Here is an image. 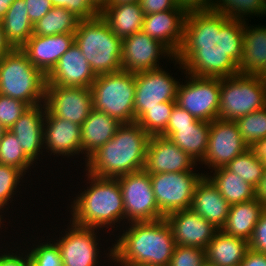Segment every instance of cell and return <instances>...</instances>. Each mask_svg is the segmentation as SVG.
I'll return each instance as SVG.
<instances>
[{"instance_id": "f5cc1de1", "label": "cell", "mask_w": 266, "mask_h": 266, "mask_svg": "<svg viewBox=\"0 0 266 266\" xmlns=\"http://www.w3.org/2000/svg\"><path fill=\"white\" fill-rule=\"evenodd\" d=\"M256 199L266 207V167L259 185L256 187Z\"/></svg>"}, {"instance_id": "e575fe53", "label": "cell", "mask_w": 266, "mask_h": 266, "mask_svg": "<svg viewBox=\"0 0 266 266\" xmlns=\"http://www.w3.org/2000/svg\"><path fill=\"white\" fill-rule=\"evenodd\" d=\"M212 10L228 18L245 20L246 15H266V5L261 0H216ZM244 15V16H243Z\"/></svg>"}, {"instance_id": "f1b7e54d", "label": "cell", "mask_w": 266, "mask_h": 266, "mask_svg": "<svg viewBox=\"0 0 266 266\" xmlns=\"http://www.w3.org/2000/svg\"><path fill=\"white\" fill-rule=\"evenodd\" d=\"M265 208L256 198L242 203L232 204L221 230L228 235L249 242L254 228Z\"/></svg>"}, {"instance_id": "5b68a950", "label": "cell", "mask_w": 266, "mask_h": 266, "mask_svg": "<svg viewBox=\"0 0 266 266\" xmlns=\"http://www.w3.org/2000/svg\"><path fill=\"white\" fill-rule=\"evenodd\" d=\"M74 34L75 43L96 76L122 70V39L112 32L100 15L80 20Z\"/></svg>"}, {"instance_id": "4dcf8cb0", "label": "cell", "mask_w": 266, "mask_h": 266, "mask_svg": "<svg viewBox=\"0 0 266 266\" xmlns=\"http://www.w3.org/2000/svg\"><path fill=\"white\" fill-rule=\"evenodd\" d=\"M6 40L13 48H21L33 35V24L28 17L24 0H16L1 20Z\"/></svg>"}, {"instance_id": "9c48e42d", "label": "cell", "mask_w": 266, "mask_h": 266, "mask_svg": "<svg viewBox=\"0 0 266 266\" xmlns=\"http://www.w3.org/2000/svg\"><path fill=\"white\" fill-rule=\"evenodd\" d=\"M122 191L127 223L155 221L165 216L159 211L150 174L143 170L117 177Z\"/></svg>"}, {"instance_id": "681fc988", "label": "cell", "mask_w": 266, "mask_h": 266, "mask_svg": "<svg viewBox=\"0 0 266 266\" xmlns=\"http://www.w3.org/2000/svg\"><path fill=\"white\" fill-rule=\"evenodd\" d=\"M15 253H4L0 256V266H29V256L28 252H25V256L21 252L22 255H14ZM20 255V256H19ZM24 256V257H23Z\"/></svg>"}, {"instance_id": "f546056e", "label": "cell", "mask_w": 266, "mask_h": 266, "mask_svg": "<svg viewBox=\"0 0 266 266\" xmlns=\"http://www.w3.org/2000/svg\"><path fill=\"white\" fill-rule=\"evenodd\" d=\"M210 126L211 122L196 119L191 126L177 127V131H165L161 136L200 163L206 155Z\"/></svg>"}, {"instance_id": "8fae6325", "label": "cell", "mask_w": 266, "mask_h": 266, "mask_svg": "<svg viewBox=\"0 0 266 266\" xmlns=\"http://www.w3.org/2000/svg\"><path fill=\"white\" fill-rule=\"evenodd\" d=\"M186 75L187 83L178 85L176 104L196 119L208 122L218 119L221 78Z\"/></svg>"}, {"instance_id": "30bf717a", "label": "cell", "mask_w": 266, "mask_h": 266, "mask_svg": "<svg viewBox=\"0 0 266 266\" xmlns=\"http://www.w3.org/2000/svg\"><path fill=\"white\" fill-rule=\"evenodd\" d=\"M204 175L193 172L150 174L159 211L166 216L174 211L189 209L196 185Z\"/></svg>"}, {"instance_id": "7402d4cb", "label": "cell", "mask_w": 266, "mask_h": 266, "mask_svg": "<svg viewBox=\"0 0 266 266\" xmlns=\"http://www.w3.org/2000/svg\"><path fill=\"white\" fill-rule=\"evenodd\" d=\"M81 125L53 116L47 109L44 119V149L53 155L74 156L82 153Z\"/></svg>"}, {"instance_id": "680465c9", "label": "cell", "mask_w": 266, "mask_h": 266, "mask_svg": "<svg viewBox=\"0 0 266 266\" xmlns=\"http://www.w3.org/2000/svg\"><path fill=\"white\" fill-rule=\"evenodd\" d=\"M5 131L6 129L2 125H0V142Z\"/></svg>"}, {"instance_id": "db71d44e", "label": "cell", "mask_w": 266, "mask_h": 266, "mask_svg": "<svg viewBox=\"0 0 266 266\" xmlns=\"http://www.w3.org/2000/svg\"><path fill=\"white\" fill-rule=\"evenodd\" d=\"M13 47L11 44L6 40V36L3 32V26L0 20V59L3 58L7 53H9Z\"/></svg>"}, {"instance_id": "277c9868", "label": "cell", "mask_w": 266, "mask_h": 266, "mask_svg": "<svg viewBox=\"0 0 266 266\" xmlns=\"http://www.w3.org/2000/svg\"><path fill=\"white\" fill-rule=\"evenodd\" d=\"M90 186L71 204L70 222L83 227L105 228L125 219L122 191L117 178L86 173ZM91 181V182H90ZM109 226V227H108Z\"/></svg>"}, {"instance_id": "4fadbf2b", "label": "cell", "mask_w": 266, "mask_h": 266, "mask_svg": "<svg viewBox=\"0 0 266 266\" xmlns=\"http://www.w3.org/2000/svg\"><path fill=\"white\" fill-rule=\"evenodd\" d=\"M247 149L249 146L244 142L235 121L215 119L211 121L206 155L201 164L203 162L212 169L225 167Z\"/></svg>"}, {"instance_id": "11a10c76", "label": "cell", "mask_w": 266, "mask_h": 266, "mask_svg": "<svg viewBox=\"0 0 266 266\" xmlns=\"http://www.w3.org/2000/svg\"><path fill=\"white\" fill-rule=\"evenodd\" d=\"M16 0H0V20L5 16L10 6L15 2Z\"/></svg>"}, {"instance_id": "d6986e66", "label": "cell", "mask_w": 266, "mask_h": 266, "mask_svg": "<svg viewBox=\"0 0 266 266\" xmlns=\"http://www.w3.org/2000/svg\"><path fill=\"white\" fill-rule=\"evenodd\" d=\"M96 77L82 51L74 42L47 75V85L90 88Z\"/></svg>"}, {"instance_id": "b9f144b4", "label": "cell", "mask_w": 266, "mask_h": 266, "mask_svg": "<svg viewBox=\"0 0 266 266\" xmlns=\"http://www.w3.org/2000/svg\"><path fill=\"white\" fill-rule=\"evenodd\" d=\"M28 108L23 101L0 94V125L9 130Z\"/></svg>"}, {"instance_id": "d590c367", "label": "cell", "mask_w": 266, "mask_h": 266, "mask_svg": "<svg viewBox=\"0 0 266 266\" xmlns=\"http://www.w3.org/2000/svg\"><path fill=\"white\" fill-rule=\"evenodd\" d=\"M176 101H165L149 108L136 122L150 135L161 136L168 125Z\"/></svg>"}, {"instance_id": "816d5d0a", "label": "cell", "mask_w": 266, "mask_h": 266, "mask_svg": "<svg viewBox=\"0 0 266 266\" xmlns=\"http://www.w3.org/2000/svg\"><path fill=\"white\" fill-rule=\"evenodd\" d=\"M249 149L257 157V159L266 165V138L256 141Z\"/></svg>"}, {"instance_id": "f907efd6", "label": "cell", "mask_w": 266, "mask_h": 266, "mask_svg": "<svg viewBox=\"0 0 266 266\" xmlns=\"http://www.w3.org/2000/svg\"><path fill=\"white\" fill-rule=\"evenodd\" d=\"M240 266H266V254L249 249Z\"/></svg>"}, {"instance_id": "44dd1931", "label": "cell", "mask_w": 266, "mask_h": 266, "mask_svg": "<svg viewBox=\"0 0 266 266\" xmlns=\"http://www.w3.org/2000/svg\"><path fill=\"white\" fill-rule=\"evenodd\" d=\"M74 42L75 34L32 35L21 49L32 65L47 76Z\"/></svg>"}, {"instance_id": "3957f363", "label": "cell", "mask_w": 266, "mask_h": 266, "mask_svg": "<svg viewBox=\"0 0 266 266\" xmlns=\"http://www.w3.org/2000/svg\"><path fill=\"white\" fill-rule=\"evenodd\" d=\"M150 137L137 122L122 123L114 137L87 159L86 172L117 178L143 170Z\"/></svg>"}, {"instance_id": "91938a15", "label": "cell", "mask_w": 266, "mask_h": 266, "mask_svg": "<svg viewBox=\"0 0 266 266\" xmlns=\"http://www.w3.org/2000/svg\"><path fill=\"white\" fill-rule=\"evenodd\" d=\"M4 208H5V207L0 206V213H2L1 210H4ZM1 220H2V215H0V228H1V225H2V222H3V221H1Z\"/></svg>"}, {"instance_id": "94428289", "label": "cell", "mask_w": 266, "mask_h": 266, "mask_svg": "<svg viewBox=\"0 0 266 266\" xmlns=\"http://www.w3.org/2000/svg\"><path fill=\"white\" fill-rule=\"evenodd\" d=\"M261 76L266 81V70L261 74Z\"/></svg>"}, {"instance_id": "7a4b0ae2", "label": "cell", "mask_w": 266, "mask_h": 266, "mask_svg": "<svg viewBox=\"0 0 266 266\" xmlns=\"http://www.w3.org/2000/svg\"><path fill=\"white\" fill-rule=\"evenodd\" d=\"M129 226L109 250V259L120 265L169 266L175 243L166 219Z\"/></svg>"}, {"instance_id": "7bdbcfd3", "label": "cell", "mask_w": 266, "mask_h": 266, "mask_svg": "<svg viewBox=\"0 0 266 266\" xmlns=\"http://www.w3.org/2000/svg\"><path fill=\"white\" fill-rule=\"evenodd\" d=\"M53 7H63L80 20H90L99 16V11L89 0H50Z\"/></svg>"}, {"instance_id": "7dc6e473", "label": "cell", "mask_w": 266, "mask_h": 266, "mask_svg": "<svg viewBox=\"0 0 266 266\" xmlns=\"http://www.w3.org/2000/svg\"><path fill=\"white\" fill-rule=\"evenodd\" d=\"M24 1L27 5L28 17L33 25L53 8V5L51 4L50 0Z\"/></svg>"}, {"instance_id": "ba28073f", "label": "cell", "mask_w": 266, "mask_h": 266, "mask_svg": "<svg viewBox=\"0 0 266 266\" xmlns=\"http://www.w3.org/2000/svg\"><path fill=\"white\" fill-rule=\"evenodd\" d=\"M266 106V81L261 75L237 74L221 78L218 119L238 118Z\"/></svg>"}, {"instance_id": "603a6c76", "label": "cell", "mask_w": 266, "mask_h": 266, "mask_svg": "<svg viewBox=\"0 0 266 266\" xmlns=\"http://www.w3.org/2000/svg\"><path fill=\"white\" fill-rule=\"evenodd\" d=\"M45 113V103L29 107L9 129L18 139L25 155L33 163L43 152Z\"/></svg>"}, {"instance_id": "8992f818", "label": "cell", "mask_w": 266, "mask_h": 266, "mask_svg": "<svg viewBox=\"0 0 266 266\" xmlns=\"http://www.w3.org/2000/svg\"><path fill=\"white\" fill-rule=\"evenodd\" d=\"M46 85L47 76L21 48H13L0 59V94L33 107L45 103Z\"/></svg>"}, {"instance_id": "f6af8a7d", "label": "cell", "mask_w": 266, "mask_h": 266, "mask_svg": "<svg viewBox=\"0 0 266 266\" xmlns=\"http://www.w3.org/2000/svg\"><path fill=\"white\" fill-rule=\"evenodd\" d=\"M195 120L188 111L175 104L165 131H177V127L191 126Z\"/></svg>"}, {"instance_id": "d4e9b609", "label": "cell", "mask_w": 266, "mask_h": 266, "mask_svg": "<svg viewBox=\"0 0 266 266\" xmlns=\"http://www.w3.org/2000/svg\"><path fill=\"white\" fill-rule=\"evenodd\" d=\"M116 118L92 109L81 125V150L87 159L114 137L121 125Z\"/></svg>"}, {"instance_id": "ee69618b", "label": "cell", "mask_w": 266, "mask_h": 266, "mask_svg": "<svg viewBox=\"0 0 266 266\" xmlns=\"http://www.w3.org/2000/svg\"><path fill=\"white\" fill-rule=\"evenodd\" d=\"M248 243L249 249L266 254V208L262 212Z\"/></svg>"}, {"instance_id": "836d02e7", "label": "cell", "mask_w": 266, "mask_h": 266, "mask_svg": "<svg viewBox=\"0 0 266 266\" xmlns=\"http://www.w3.org/2000/svg\"><path fill=\"white\" fill-rule=\"evenodd\" d=\"M265 167L266 165L259 161L250 149L235 157L225 166L228 171L234 172L255 188L263 177Z\"/></svg>"}, {"instance_id": "cb8c5ba5", "label": "cell", "mask_w": 266, "mask_h": 266, "mask_svg": "<svg viewBox=\"0 0 266 266\" xmlns=\"http://www.w3.org/2000/svg\"><path fill=\"white\" fill-rule=\"evenodd\" d=\"M231 204L204 175L195 188L191 209L218 230L224 226Z\"/></svg>"}, {"instance_id": "ac0fdd59", "label": "cell", "mask_w": 266, "mask_h": 266, "mask_svg": "<svg viewBox=\"0 0 266 266\" xmlns=\"http://www.w3.org/2000/svg\"><path fill=\"white\" fill-rule=\"evenodd\" d=\"M165 219L171 227L175 245L206 249L218 230L191 208L174 211Z\"/></svg>"}, {"instance_id": "52a82bcc", "label": "cell", "mask_w": 266, "mask_h": 266, "mask_svg": "<svg viewBox=\"0 0 266 266\" xmlns=\"http://www.w3.org/2000/svg\"><path fill=\"white\" fill-rule=\"evenodd\" d=\"M90 89L93 109L120 123L134 122L135 73L121 70L98 75Z\"/></svg>"}, {"instance_id": "6da1fadb", "label": "cell", "mask_w": 266, "mask_h": 266, "mask_svg": "<svg viewBox=\"0 0 266 266\" xmlns=\"http://www.w3.org/2000/svg\"><path fill=\"white\" fill-rule=\"evenodd\" d=\"M244 21L228 18L214 10L189 11L181 48L175 62L184 74L226 78L239 74Z\"/></svg>"}, {"instance_id": "ab89813d", "label": "cell", "mask_w": 266, "mask_h": 266, "mask_svg": "<svg viewBox=\"0 0 266 266\" xmlns=\"http://www.w3.org/2000/svg\"><path fill=\"white\" fill-rule=\"evenodd\" d=\"M24 175L14 166L0 164V206L4 207L9 204Z\"/></svg>"}, {"instance_id": "6f0895ef", "label": "cell", "mask_w": 266, "mask_h": 266, "mask_svg": "<svg viewBox=\"0 0 266 266\" xmlns=\"http://www.w3.org/2000/svg\"><path fill=\"white\" fill-rule=\"evenodd\" d=\"M140 0H110V3L113 4H127L132 2H139Z\"/></svg>"}, {"instance_id": "c3c4849f", "label": "cell", "mask_w": 266, "mask_h": 266, "mask_svg": "<svg viewBox=\"0 0 266 266\" xmlns=\"http://www.w3.org/2000/svg\"><path fill=\"white\" fill-rule=\"evenodd\" d=\"M179 7L189 11L211 10L215 0H176Z\"/></svg>"}, {"instance_id": "4316f807", "label": "cell", "mask_w": 266, "mask_h": 266, "mask_svg": "<svg viewBox=\"0 0 266 266\" xmlns=\"http://www.w3.org/2000/svg\"><path fill=\"white\" fill-rule=\"evenodd\" d=\"M238 69L241 74L252 75H261L266 70L265 26L253 28L244 20L243 50Z\"/></svg>"}, {"instance_id": "e0dca14e", "label": "cell", "mask_w": 266, "mask_h": 266, "mask_svg": "<svg viewBox=\"0 0 266 266\" xmlns=\"http://www.w3.org/2000/svg\"><path fill=\"white\" fill-rule=\"evenodd\" d=\"M197 162L175 145L169 138L151 136L149 139L144 170L149 174L167 172H195Z\"/></svg>"}, {"instance_id": "1f68e13d", "label": "cell", "mask_w": 266, "mask_h": 266, "mask_svg": "<svg viewBox=\"0 0 266 266\" xmlns=\"http://www.w3.org/2000/svg\"><path fill=\"white\" fill-rule=\"evenodd\" d=\"M213 177L206 176L216 186L220 194L232 205L256 198V188L225 167L213 169Z\"/></svg>"}, {"instance_id": "ffe728a7", "label": "cell", "mask_w": 266, "mask_h": 266, "mask_svg": "<svg viewBox=\"0 0 266 266\" xmlns=\"http://www.w3.org/2000/svg\"><path fill=\"white\" fill-rule=\"evenodd\" d=\"M185 9H171L144 16L142 31L165 45L174 56L183 43Z\"/></svg>"}, {"instance_id": "7c38bea8", "label": "cell", "mask_w": 266, "mask_h": 266, "mask_svg": "<svg viewBox=\"0 0 266 266\" xmlns=\"http://www.w3.org/2000/svg\"><path fill=\"white\" fill-rule=\"evenodd\" d=\"M179 84L163 68L135 73L134 122L158 103L176 101Z\"/></svg>"}, {"instance_id": "6125c7cd", "label": "cell", "mask_w": 266, "mask_h": 266, "mask_svg": "<svg viewBox=\"0 0 266 266\" xmlns=\"http://www.w3.org/2000/svg\"><path fill=\"white\" fill-rule=\"evenodd\" d=\"M121 266H149V265H121Z\"/></svg>"}, {"instance_id": "8d00e7d4", "label": "cell", "mask_w": 266, "mask_h": 266, "mask_svg": "<svg viewBox=\"0 0 266 266\" xmlns=\"http://www.w3.org/2000/svg\"><path fill=\"white\" fill-rule=\"evenodd\" d=\"M0 164L20 169L24 174L33 162L25 155L16 136L6 130L0 142Z\"/></svg>"}, {"instance_id": "9a60e30c", "label": "cell", "mask_w": 266, "mask_h": 266, "mask_svg": "<svg viewBox=\"0 0 266 266\" xmlns=\"http://www.w3.org/2000/svg\"><path fill=\"white\" fill-rule=\"evenodd\" d=\"M166 55L174 61V54L165 45L143 31L136 32L122 40L123 71L138 73L159 69L161 68L159 67V58H161L160 56L165 58Z\"/></svg>"}, {"instance_id": "f35d334b", "label": "cell", "mask_w": 266, "mask_h": 266, "mask_svg": "<svg viewBox=\"0 0 266 266\" xmlns=\"http://www.w3.org/2000/svg\"><path fill=\"white\" fill-rule=\"evenodd\" d=\"M30 251L29 266H63L60 249L55 241L54 244L40 243Z\"/></svg>"}, {"instance_id": "484cf974", "label": "cell", "mask_w": 266, "mask_h": 266, "mask_svg": "<svg viewBox=\"0 0 266 266\" xmlns=\"http://www.w3.org/2000/svg\"><path fill=\"white\" fill-rule=\"evenodd\" d=\"M99 15L108 24L112 32L122 40L142 31L145 16L140 2L109 3L99 12Z\"/></svg>"}, {"instance_id": "5bb4252c", "label": "cell", "mask_w": 266, "mask_h": 266, "mask_svg": "<svg viewBox=\"0 0 266 266\" xmlns=\"http://www.w3.org/2000/svg\"><path fill=\"white\" fill-rule=\"evenodd\" d=\"M46 109L55 117L82 125L93 109L90 88L46 85Z\"/></svg>"}, {"instance_id": "2e32d148", "label": "cell", "mask_w": 266, "mask_h": 266, "mask_svg": "<svg viewBox=\"0 0 266 266\" xmlns=\"http://www.w3.org/2000/svg\"><path fill=\"white\" fill-rule=\"evenodd\" d=\"M68 232L56 240L63 266H97L100 251L97 240L98 228L71 223Z\"/></svg>"}, {"instance_id": "74e56055", "label": "cell", "mask_w": 266, "mask_h": 266, "mask_svg": "<svg viewBox=\"0 0 266 266\" xmlns=\"http://www.w3.org/2000/svg\"><path fill=\"white\" fill-rule=\"evenodd\" d=\"M235 122L249 147L256 141L266 138V106L238 118Z\"/></svg>"}, {"instance_id": "bcb514c9", "label": "cell", "mask_w": 266, "mask_h": 266, "mask_svg": "<svg viewBox=\"0 0 266 266\" xmlns=\"http://www.w3.org/2000/svg\"><path fill=\"white\" fill-rule=\"evenodd\" d=\"M144 15L163 12L171 9H184L177 5L176 0H140Z\"/></svg>"}, {"instance_id": "d6a6232c", "label": "cell", "mask_w": 266, "mask_h": 266, "mask_svg": "<svg viewBox=\"0 0 266 266\" xmlns=\"http://www.w3.org/2000/svg\"><path fill=\"white\" fill-rule=\"evenodd\" d=\"M80 19L63 7H53L33 25V35L74 34Z\"/></svg>"}, {"instance_id": "60d3db41", "label": "cell", "mask_w": 266, "mask_h": 266, "mask_svg": "<svg viewBox=\"0 0 266 266\" xmlns=\"http://www.w3.org/2000/svg\"><path fill=\"white\" fill-rule=\"evenodd\" d=\"M205 264V249L175 245L169 266H204Z\"/></svg>"}, {"instance_id": "9f6ffc18", "label": "cell", "mask_w": 266, "mask_h": 266, "mask_svg": "<svg viewBox=\"0 0 266 266\" xmlns=\"http://www.w3.org/2000/svg\"><path fill=\"white\" fill-rule=\"evenodd\" d=\"M89 1L99 12L110 3V0H89Z\"/></svg>"}, {"instance_id": "83f0119b", "label": "cell", "mask_w": 266, "mask_h": 266, "mask_svg": "<svg viewBox=\"0 0 266 266\" xmlns=\"http://www.w3.org/2000/svg\"><path fill=\"white\" fill-rule=\"evenodd\" d=\"M249 243L217 230L205 249L206 263L212 266H240Z\"/></svg>"}]
</instances>
